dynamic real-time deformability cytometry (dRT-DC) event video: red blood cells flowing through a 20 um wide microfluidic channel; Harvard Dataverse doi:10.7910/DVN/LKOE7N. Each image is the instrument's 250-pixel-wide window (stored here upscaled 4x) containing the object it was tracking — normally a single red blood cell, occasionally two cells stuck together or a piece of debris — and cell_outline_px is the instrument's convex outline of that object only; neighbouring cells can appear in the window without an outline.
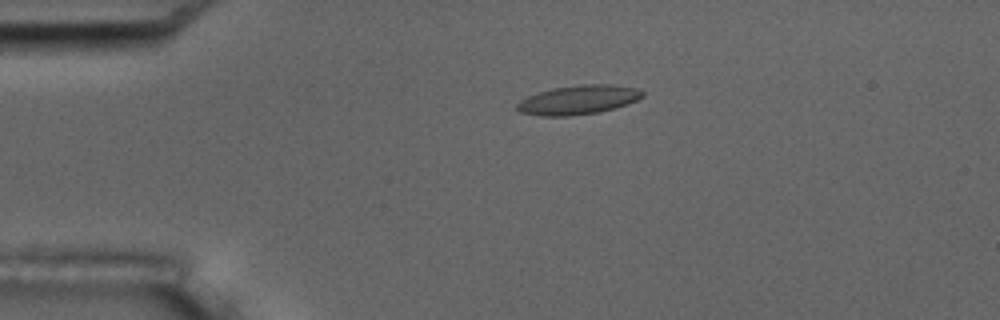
{"species": "common noctule bat (a hibernating species)", "species_latin": "Nyctalus noctula", "temperature_condition": "room temperature", "stored_images_in_passage": 37, "camera_frame_rate_fps": 3000, "um_per_image_px": 0.085, "animal": {"sex": "male", "body_mass_g": 17.5, "forearm_length_mm": 52.3}, "frame": {"image": 1, "passage_image": 1, "time_ms": 0.0, "image_size_px": [1000, 320], "cell_outline_px": [[644, 96], [628, 104], [596, 112], [568, 116], [540, 116], [520, 112], [516, 108], [516, 104], [520, 100], [528, 96], [552, 88], [580, 84], [612, 84], [636, 88], [644, 92]], "centroid_in_image_um": [49.14, 8.48], "position_along_channel_um": 35.9, "area_um2": 21.21}}
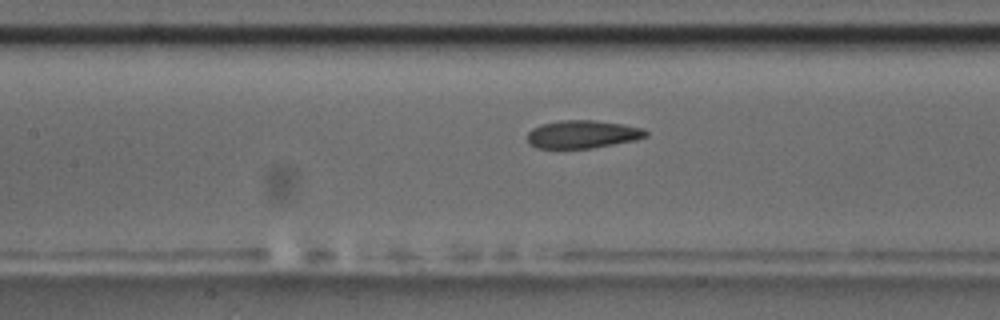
{"frame": {"image": 2, "passage_image": 14, "time_ms": 4.333, "image_size_px": [1000, 320], "cell_outline_px": [[648, 136], [636, 140], [592, 148], [536, 148], [528, 144], [528, 132], [532, 128], [540, 124], [560, 120], [596, 120], [624, 124], [644, 128], [648, 132]], "centroid_in_image_um": [49.53, 11.41], "position_along_channel_um": 157.9, "area_um2": 19.54}}
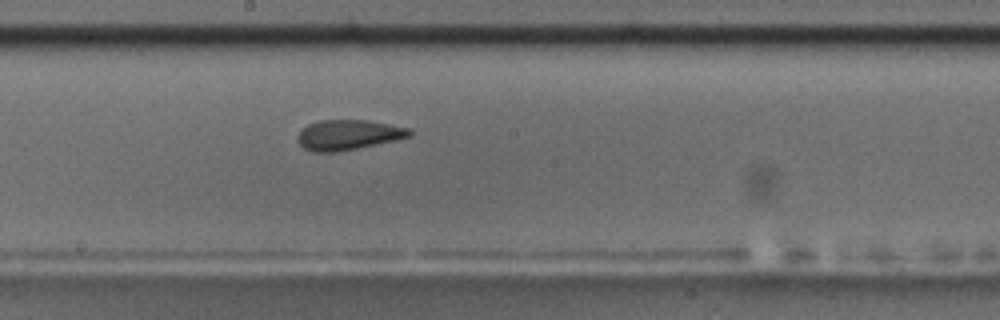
{"frame": {"image": 3, "passage_image": 19, "time_ms": 6.0, "image_size_px": [1000, 320], "cell_outline_px": [[412, 136], [396, 140], [336, 152], [312, 152], [304, 148], [296, 140], [296, 136], [308, 124], [320, 120], [368, 120], [412, 128]], "centroid_in_image_um": [29.62, 11.46], "position_along_channel_um": 218.6, "area_um2": 19.71}, "authors_computed_cell_mechanics": {"area_um2": 20.0566, "velocity_mm_per_s": 3.6693, "shape_relaxation_time_tau1_ms": null, "shape_relaxation_time_tau2_ms": 2.0422, "deformation_change_tau1": null, "deformation_change_tau2": 0.0936}}